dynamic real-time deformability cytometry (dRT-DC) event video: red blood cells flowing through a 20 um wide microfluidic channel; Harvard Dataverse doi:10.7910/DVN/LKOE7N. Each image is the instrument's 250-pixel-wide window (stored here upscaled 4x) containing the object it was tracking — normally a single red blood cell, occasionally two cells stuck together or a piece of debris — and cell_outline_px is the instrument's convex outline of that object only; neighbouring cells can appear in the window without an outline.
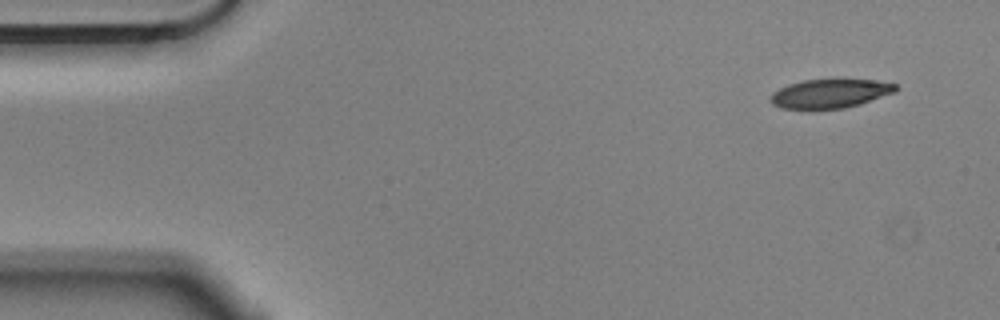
{"species": "Egyptian fruit bat (a non-hibernating species)", "species_latin": "Rousettus aegyptiacus", "temperature_condition": "cold", "stored_images_in_passage": 4, "camera_frame_rate_fps": 3000, "um_per_image_px": 0.085, "animal": {"sex": "male"}, "frame": {"image": 1, "passage_image": 1, "time_ms": 0.0, "image_size_px": [1000, 320], "cell_outline_px": [[896, 92], [860, 104], [844, 108], [780, 108], [772, 104], [772, 92], [788, 84], [804, 80], [836, 76], [876, 80], [896, 84]], "centroid_in_image_um": [70.61, 7.89], "position_along_channel_um": 14.4, "area_um2": 21.73}}
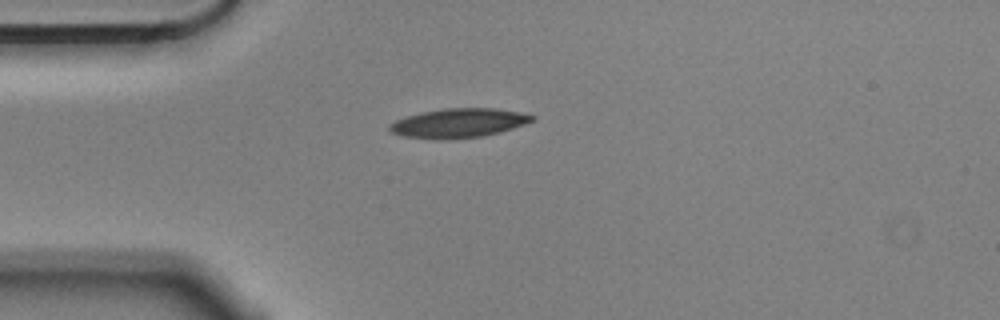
{"frame": {"image": 2, "passage_image": 4, "time_ms": 1.0, "image_size_px": [1000, 320], "cell_outline_px": [[536, 116], [532, 120], [524, 124], [500, 132], [484, 136], [440, 140], [404, 136], [392, 132], [388, 128], [388, 124], [396, 120], [420, 112], [444, 108], [496, 108]], "centroid_in_image_um": [38.94, 10.46], "position_along_channel_um": 46.1, "area_um2": 24.1}}